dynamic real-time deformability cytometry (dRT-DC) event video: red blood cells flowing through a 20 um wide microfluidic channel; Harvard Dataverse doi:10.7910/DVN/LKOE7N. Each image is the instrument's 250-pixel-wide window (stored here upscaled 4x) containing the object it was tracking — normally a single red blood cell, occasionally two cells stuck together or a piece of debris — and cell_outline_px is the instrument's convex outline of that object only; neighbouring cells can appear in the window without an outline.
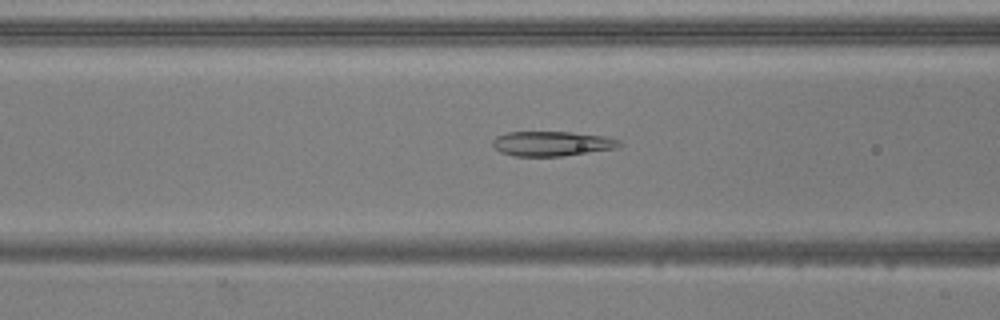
{"species": "common noctule bat (a hibernating species)", "species_latin": "Nyctalus noctula", "temperature_condition": "warm", "stored_images_in_passage": 52, "camera_frame_rate_fps": 3000, "um_per_image_px": 0.085, "animal": {"sex": "male", "body_mass_g": 20.5, "forearm_length_mm": 52.5}, "frame": {"image": 1, "passage_image": 21, "time_ms": 6.667, "image_size_px": [1000, 320], "cell_outline_px": [[624, 144], [620, 148], [560, 156], [516, 156], [500, 152], [492, 144], [492, 140], [496, 136], [508, 132], [572, 132], [608, 136], [620, 140]], "centroid_in_image_um": [46.99, 12.2], "position_along_channel_um": 119.6, "area_um2": 18.5}}
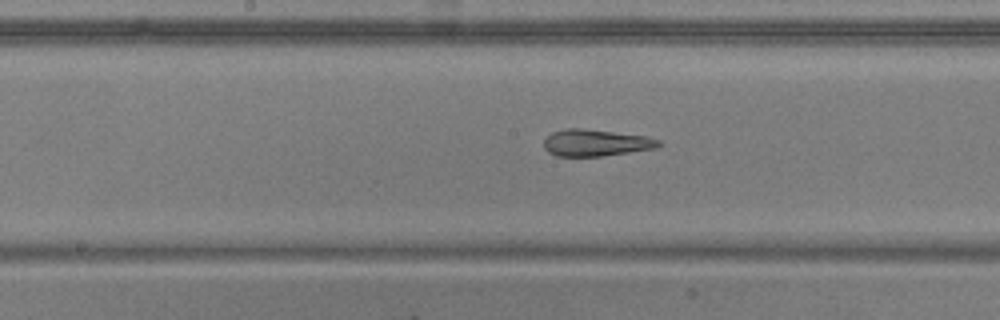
{"frame": {"image": 2, "passage_image": 27, "time_ms": 8.667, "image_size_px": [1000, 320], "cell_outline_px": [[664, 144], [656, 148], [600, 156], [556, 156], [548, 152], [544, 148], [544, 140], [552, 132], [568, 128], [580, 128], [648, 136], [660, 140]], "centroid_in_image_um": [50.66, 12.13], "position_along_channel_um": 197.5, "area_um2": 17.86}}
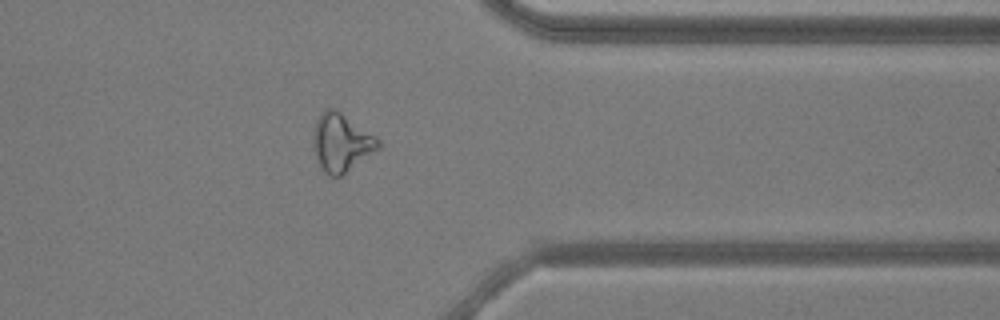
{"frame": {"image": 3, "passage_image": 42, "time_ms": 13.667, "image_size_px": [1000, 320], "cell_outline_px": [[380, 148], [340, 176], [332, 176], [324, 172], [320, 168], [312, 144], [312, 136], [316, 120], [320, 112], [324, 108], [336, 108], [376, 136], [380, 140]], "centroid_in_image_um": [28.99, 12.08], "position_along_channel_um": 382.4, "area_um2": 22.14}, "authors_computed_cell_mechanics": {"area_um2": 20.8947, "velocity_mm_per_s": 3.8687, "shape_relaxation_time_tau1_ms": null, "shape_relaxation_time_tau2_ms": 2.2798, "deformation_change_tau1": null, "deformation_change_tau2": 0.0914}}